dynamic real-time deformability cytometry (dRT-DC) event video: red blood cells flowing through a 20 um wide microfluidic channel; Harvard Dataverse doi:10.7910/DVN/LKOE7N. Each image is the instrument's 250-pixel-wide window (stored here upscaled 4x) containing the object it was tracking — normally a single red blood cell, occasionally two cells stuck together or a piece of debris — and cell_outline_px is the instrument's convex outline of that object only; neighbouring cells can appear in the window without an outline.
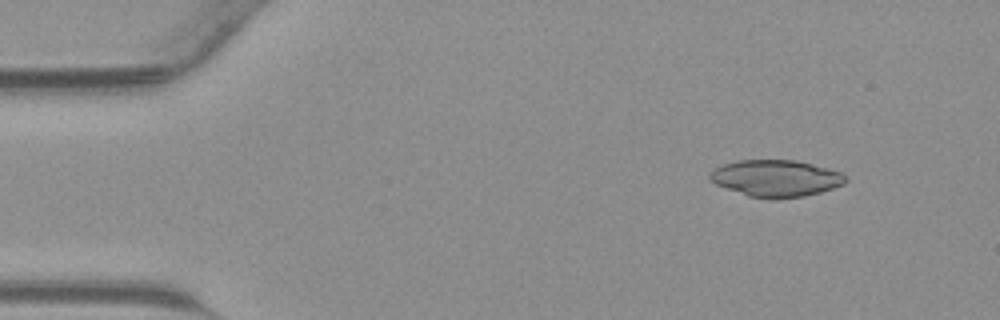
{"species": "common noctule bat (a hibernating species)", "species_latin": "Nyctalus noctula", "temperature_condition": "warm", "stored_images_in_passage": 43, "camera_frame_rate_fps": 3000, "um_per_image_px": 0.085, "animal": {"sex": "male", "body_mass_g": 23.1, "forearm_length_mm": 52.7}, "frame": {"image": 1, "passage_image": 5, "time_ms": 1.333, "image_size_px": [1000, 320], "cell_outline_px": [[848, 180], [844, 184], [820, 192], [804, 196], [776, 200], [768, 200], [748, 196], [716, 184], [708, 176], [716, 168], [724, 164], [736, 160], [796, 160], [812, 164], [840, 172], [848, 176]], "centroid_in_image_um": [65.98, 15.17], "position_along_channel_um": 19.0, "area_um2": 29.13}}